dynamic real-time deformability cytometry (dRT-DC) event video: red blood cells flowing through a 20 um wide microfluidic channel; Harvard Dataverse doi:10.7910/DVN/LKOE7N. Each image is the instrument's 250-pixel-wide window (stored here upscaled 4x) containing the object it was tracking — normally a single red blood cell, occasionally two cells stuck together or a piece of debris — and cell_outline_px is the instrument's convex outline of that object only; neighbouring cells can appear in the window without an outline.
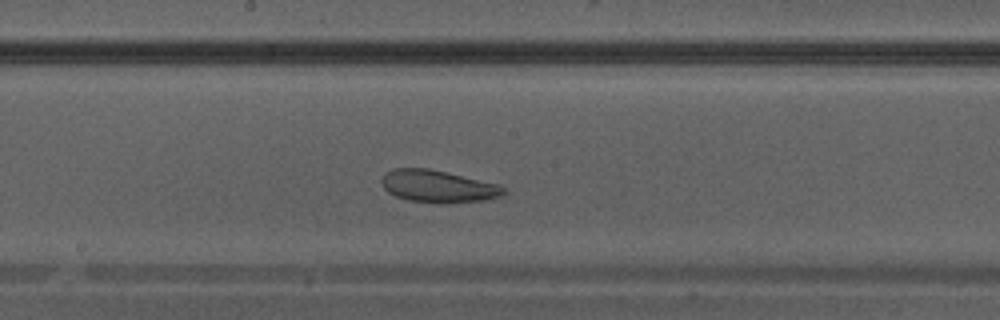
{"species": "Egyptian fruit bat (a non-hibernating species)", "species_latin": "Rousettus aegyptiacus", "temperature_condition": "warm", "stored_images_in_passage": 34, "camera_frame_rate_fps": 3000, "um_per_image_px": 0.085, "animal": {"sex": "male"}, "frame": {"image": 1, "passage_image": 15, "time_ms": 4.667, "image_size_px": [1000, 320], "cell_outline_px": [[508, 192], [500, 196], [484, 200], [440, 204], [408, 200], [396, 196], [388, 192], [384, 188], [380, 180], [384, 172], [392, 168], [428, 168], [500, 184]], "centroid_in_image_um": [37.22, 15.83], "position_along_channel_um": 211.0, "area_um2": 23.18}}